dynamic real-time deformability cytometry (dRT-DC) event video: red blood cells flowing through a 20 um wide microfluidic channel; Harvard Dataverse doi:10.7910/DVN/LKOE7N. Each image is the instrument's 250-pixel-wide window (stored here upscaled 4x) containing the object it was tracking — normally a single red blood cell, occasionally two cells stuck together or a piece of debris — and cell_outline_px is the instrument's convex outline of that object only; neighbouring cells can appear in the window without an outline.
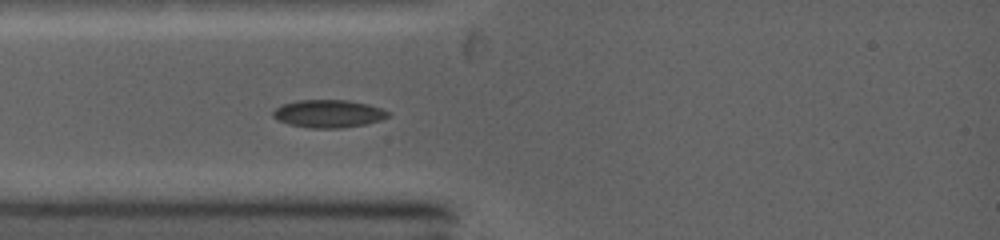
{"species": "common noctule bat (a hibernating species)", "species_latin": "Nyctalus noctula", "temperature_condition": "warm", "stored_images_in_passage": 33, "camera_frame_rate_fps": 5000, "um_per_image_px": 0.085, "animal": {"sex": "female", "body_mass_g": 19.0, "forearm_length_mm": 53.3}, "frame": {"image": 1, "passage_image": 1, "time_ms": 0.0, "image_size_px": [1000, 240], "cell_outline_px": [[388, 116], [380, 120], [364, 124], [340, 128], [312, 128], [288, 124], [276, 120], [272, 116], [272, 112], [280, 104], [296, 100], [348, 100], [368, 104], [380, 108], [388, 112]], "centroid_in_image_um": [27.85, 9.65], "position_along_channel_um": 57.2, "area_um2": 18.61}}
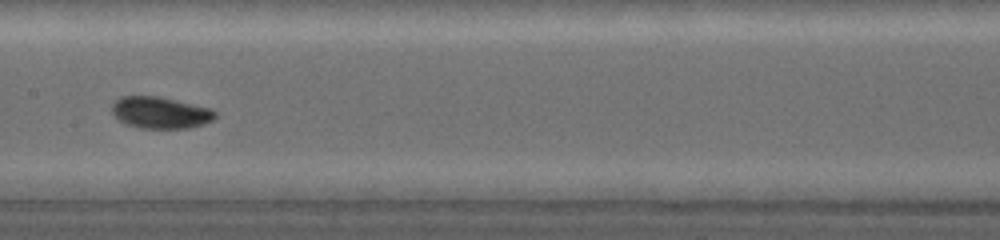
{"frame": {"image": 2, "passage_image": 10, "time_ms": 3.2, "image_size_px": [1000, 240], "cell_outline_px": [[216, 116], [212, 120], [204, 124], [188, 128], [140, 128], [128, 124], [120, 120], [112, 112], [112, 104], [120, 96], [160, 96], [212, 108], [216, 112]], "centroid_in_image_um": [13.66, 9.56], "position_along_channel_um": 193.7, "area_um2": 19.07}}
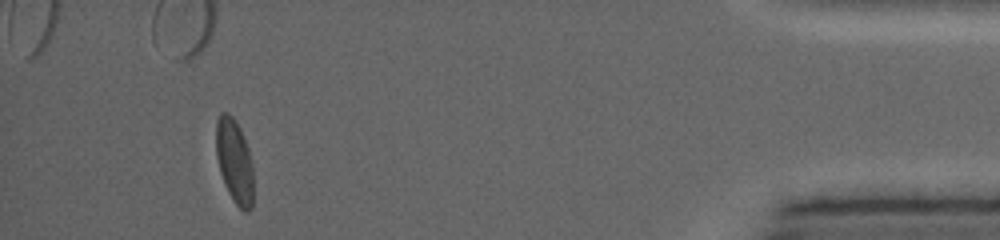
{"frame": {"image": 3, "passage_image": 30, "time_ms": 10.2, "image_size_px": [1000, 240], "cell_outline_px": [[252, 208], [248, 212], [244, 212], [232, 200], [224, 184], [220, 172], [216, 156], [216, 120], [220, 112], [228, 112], [236, 120], [240, 128], [248, 148], [252, 164]], "centroid_in_image_um": [19.91, 13.68], "position_along_channel_um": 415.3, "area_um2": 18.44}}